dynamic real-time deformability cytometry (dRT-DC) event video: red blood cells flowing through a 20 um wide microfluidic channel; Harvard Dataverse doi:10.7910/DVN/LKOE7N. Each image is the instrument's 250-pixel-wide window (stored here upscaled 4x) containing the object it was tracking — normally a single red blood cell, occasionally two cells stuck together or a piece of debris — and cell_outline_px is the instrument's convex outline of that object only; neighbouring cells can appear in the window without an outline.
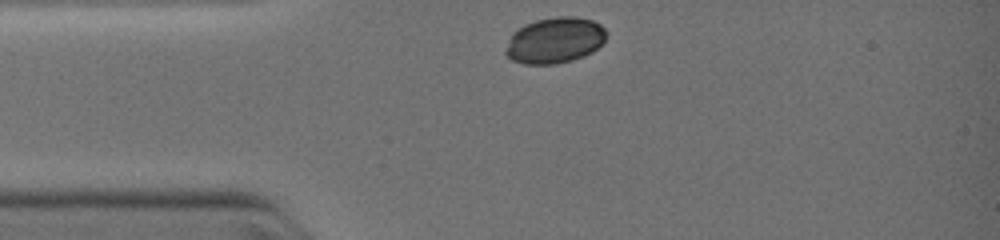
{"species": "common noctule bat (a hibernating species)", "species_latin": "Nyctalus noctula", "temperature_condition": "warm", "stored_images_in_passage": 3, "camera_frame_rate_fps": 3000, "um_per_image_px": 0.085, "animal": {"sex": "female", "body_mass_g": 19.0, "forearm_length_mm": 51.5}, "frame": {"image": 1, "passage_image": 1, "time_ms": 0.0, "image_size_px": [1000, 240], "cell_outline_px": [[608, 32], [604, 40], [592, 52], [572, 60], [552, 64], [524, 64], [512, 60], [504, 52], [512, 32], [524, 24], [536, 20], [556, 16], [572, 16], [592, 20], [600, 24]], "centroid_in_image_um": [47.14, 3.41], "position_along_channel_um": 37.9, "area_um2": 26.93}}